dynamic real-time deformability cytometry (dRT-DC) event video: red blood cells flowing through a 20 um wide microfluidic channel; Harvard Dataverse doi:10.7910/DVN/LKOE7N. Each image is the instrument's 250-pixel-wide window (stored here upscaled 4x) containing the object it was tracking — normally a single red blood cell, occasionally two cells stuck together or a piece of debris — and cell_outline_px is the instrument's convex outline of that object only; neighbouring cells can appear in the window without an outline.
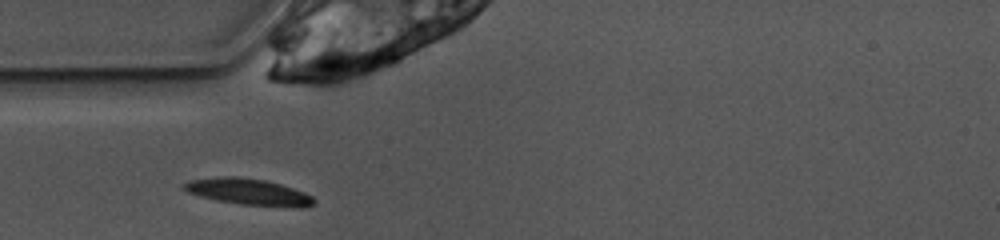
{"species": "common noctule bat (a hibernating species)", "species_latin": "Nyctalus noctula", "temperature_condition": "warm", "stored_images_in_passage": 26, "camera_frame_rate_fps": 3000, "um_per_image_px": 0.085, "animal": {"sex": "female", "body_mass_g": 10.0, "forearm_length_mm": 53.1}, "frame": {"image": 1, "passage_image": 1, "time_ms": 0.0, "image_size_px": [1000, 240], "cell_outline_px": [[316, 200], [312, 204], [300, 208], [240, 204], [216, 200], [200, 196], [188, 192], [184, 188], [184, 184], [188, 180], [220, 176], [236, 176], [264, 180], [280, 184], [304, 192], [312, 196]], "centroid_in_image_um": [21.13, 16.31], "position_along_channel_um": 63.9, "area_um2": 19.88}}
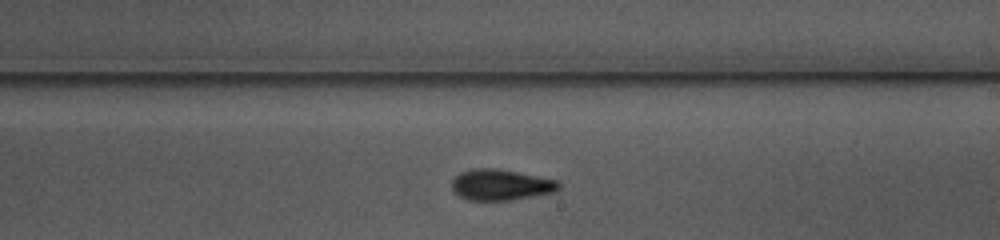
{"frame": {"image": 2, "passage_image": 15, "time_ms": 4.667, "image_size_px": [1000, 240], "cell_outline_px": [[560, 188], [556, 192], [512, 200], [468, 200], [460, 196], [452, 188], [452, 180], [460, 172], [472, 168], [496, 168], [556, 180], [560, 184]], "centroid_in_image_um": [42.57, 15.71], "position_along_channel_um": 246.4, "area_um2": 19.19}}
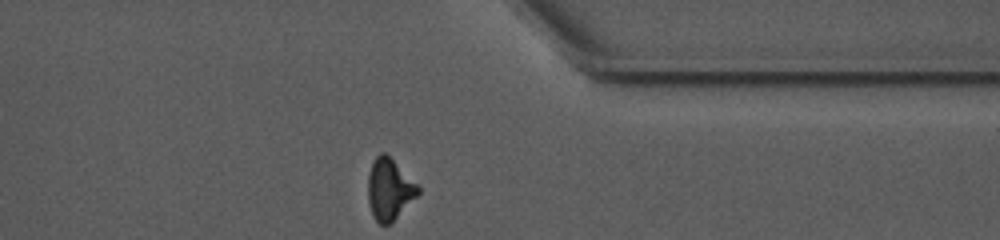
{"frame": {"image": 3, "passage_image": 26, "time_ms": 8.333, "image_size_px": [1000, 240], "cell_outline_px": [[420, 192], [388, 224], [380, 224], [372, 216], [368, 200], [368, 172], [372, 160], [380, 152], [384, 152], [420, 188]], "centroid_in_image_um": [33.04, 16.07], "position_along_channel_um": 378.4, "area_um2": 17.34}, "authors_computed_cell_mechanics": {"area_um2": 18.785, "velocity_mm_per_s": 3.8808, "shape_relaxation_time_tau1_ms": 3.0411, "shape_relaxation_time_tau2_ms": 2.9177, "deformation_change_tau1": 0.1496, "deformation_change_tau2": 0.1112}}